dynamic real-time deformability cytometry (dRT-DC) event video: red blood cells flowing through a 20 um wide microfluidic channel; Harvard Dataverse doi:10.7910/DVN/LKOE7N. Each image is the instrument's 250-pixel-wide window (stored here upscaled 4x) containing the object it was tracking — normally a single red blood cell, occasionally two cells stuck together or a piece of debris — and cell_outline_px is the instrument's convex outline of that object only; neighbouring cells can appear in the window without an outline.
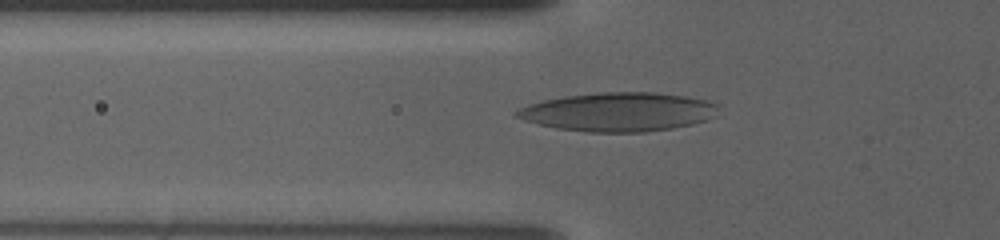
{"species": "human", "species_latin": "Homo sapiens", "temperature_condition": "warm", "stored_images_in_passage": 65, "camera_frame_rate_fps": 3000, "um_per_image_px": 0.085, "donor": {"sex": "female"}, "frame": {"image": 1, "passage_image": 3, "time_ms": 0.667, "image_size_px": [1000, 240], "cell_outline_px": [[716, 116], [708, 120], [692, 124], [672, 128], [644, 132], [584, 132], [556, 128], [524, 120], [512, 116], [520, 108], [528, 104], [544, 100], [564, 96], [596, 92], [656, 92], [688, 96], [704, 100], [716, 104]], "centroid_in_image_um": [52.56, 9.51], "position_along_channel_um": 73.2, "area_um2": 45.78}}
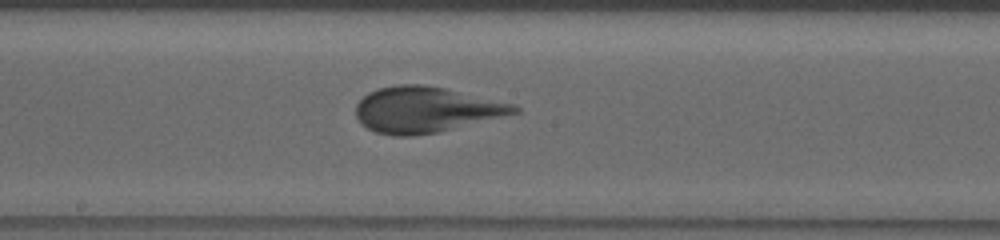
{"frame": {"image": 2, "passage_image": 24, "time_ms": 7.667, "image_size_px": [1000, 240], "cell_outline_px": [[520, 112], [436, 132], [412, 136], [392, 136], [376, 132], [368, 128], [356, 116], [356, 104], [368, 92], [380, 88], [396, 84], [420, 84], [444, 88], [516, 104], [520, 108]], "centroid_in_image_um": [36.18, 9.31], "position_along_channel_um": 212.0, "area_um2": 41.79}}
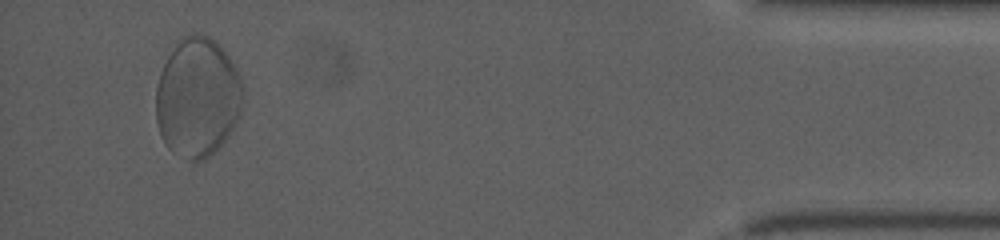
{"frame": {"image": 3, "passage_image": 60, "time_ms": 19.667, "image_size_px": [1000, 240], "cell_outline_px": [[244, 92], [240, 112], [236, 124], [228, 136], [208, 156], [196, 164], [172, 152], [168, 148], [160, 136], [156, 120], [156, 88], [160, 72], [176, 40], [180, 36], [192, 32], [200, 32], [208, 36], [228, 56], [240, 80]], "centroid_in_image_um": [16.75, 8.28], "position_along_channel_um": 418.4, "area_um2": 60.81}}